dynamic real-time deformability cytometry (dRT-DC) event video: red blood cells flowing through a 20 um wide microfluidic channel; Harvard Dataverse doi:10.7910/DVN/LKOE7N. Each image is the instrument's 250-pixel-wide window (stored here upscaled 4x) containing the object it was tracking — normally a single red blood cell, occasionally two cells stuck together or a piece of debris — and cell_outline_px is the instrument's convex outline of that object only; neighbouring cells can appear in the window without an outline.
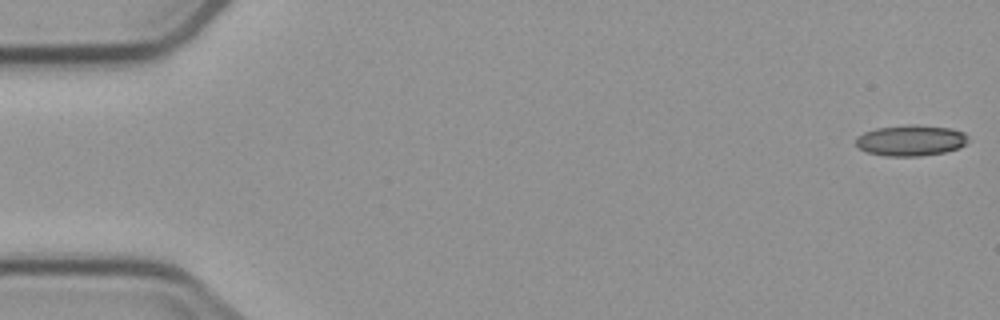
{"species": "common noctule bat (a hibernating species)", "species_latin": "Nyctalus noctula", "temperature_condition": "cold", "stored_images_in_passage": 4, "camera_frame_rate_fps": 3000, "um_per_image_px": 0.085, "animal": {"sex": "male", "body_mass_g": 23.1, "forearm_length_mm": 52.7}, "frame": {"image": 1, "passage_image": 1, "time_ms": 0.0, "image_size_px": [1000, 320], "cell_outline_px": [[968, 140], [960, 148], [944, 152], [920, 156], [888, 156], [868, 152], [860, 148], [856, 144], [856, 136], [864, 132], [876, 128], [912, 124], [952, 128], [964, 132], [968, 136]], "centroid_in_image_um": [77.43, 11.93], "position_along_channel_um": 7.6, "area_um2": 20.23}}